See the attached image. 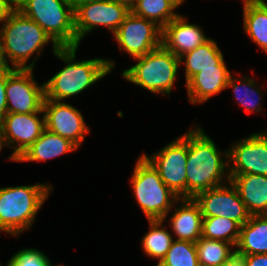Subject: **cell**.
Returning <instances> with one entry per match:
<instances>
[{"mask_svg":"<svg viewBox=\"0 0 267 266\" xmlns=\"http://www.w3.org/2000/svg\"><path fill=\"white\" fill-rule=\"evenodd\" d=\"M228 170V151L221 152L201 127L190 129L186 164L187 198H194L202 191L225 185L222 181L225 177L229 183Z\"/></svg>","mask_w":267,"mask_h":266,"instance_id":"1","label":"cell"},{"mask_svg":"<svg viewBox=\"0 0 267 266\" xmlns=\"http://www.w3.org/2000/svg\"><path fill=\"white\" fill-rule=\"evenodd\" d=\"M77 49L59 47L54 53L66 65L44 83V99L62 101L78 95L114 69V61L103 58L76 62Z\"/></svg>","mask_w":267,"mask_h":266,"instance_id":"2","label":"cell"},{"mask_svg":"<svg viewBox=\"0 0 267 266\" xmlns=\"http://www.w3.org/2000/svg\"><path fill=\"white\" fill-rule=\"evenodd\" d=\"M0 29L5 56L12 63L14 69H33L36 61L47 43L52 41L53 54L59 46L32 19L24 16L18 9H14L7 17ZM35 59L27 64L33 54Z\"/></svg>","mask_w":267,"mask_h":266,"instance_id":"3","label":"cell"},{"mask_svg":"<svg viewBox=\"0 0 267 266\" xmlns=\"http://www.w3.org/2000/svg\"><path fill=\"white\" fill-rule=\"evenodd\" d=\"M52 189L51 185L38 182L0 188V231L18 237L31 228Z\"/></svg>","mask_w":267,"mask_h":266,"instance_id":"4","label":"cell"},{"mask_svg":"<svg viewBox=\"0 0 267 266\" xmlns=\"http://www.w3.org/2000/svg\"><path fill=\"white\" fill-rule=\"evenodd\" d=\"M16 9L36 22L59 47H78L74 7L69 0H23Z\"/></svg>","mask_w":267,"mask_h":266,"instance_id":"5","label":"cell"},{"mask_svg":"<svg viewBox=\"0 0 267 266\" xmlns=\"http://www.w3.org/2000/svg\"><path fill=\"white\" fill-rule=\"evenodd\" d=\"M135 199L148 220H164L178 198L162 181L158 171L141 155L131 177Z\"/></svg>","mask_w":267,"mask_h":266,"instance_id":"6","label":"cell"},{"mask_svg":"<svg viewBox=\"0 0 267 266\" xmlns=\"http://www.w3.org/2000/svg\"><path fill=\"white\" fill-rule=\"evenodd\" d=\"M138 62L122 71V77L155 94L169 95L175 84L179 58L163 45L136 57Z\"/></svg>","mask_w":267,"mask_h":266,"instance_id":"7","label":"cell"},{"mask_svg":"<svg viewBox=\"0 0 267 266\" xmlns=\"http://www.w3.org/2000/svg\"><path fill=\"white\" fill-rule=\"evenodd\" d=\"M143 156L158 171L162 181L178 198H187L188 132L153 153L152 156L149 157L145 153Z\"/></svg>","mask_w":267,"mask_h":266,"instance_id":"8","label":"cell"},{"mask_svg":"<svg viewBox=\"0 0 267 266\" xmlns=\"http://www.w3.org/2000/svg\"><path fill=\"white\" fill-rule=\"evenodd\" d=\"M33 69L7 70L6 101L8 113H35L43 111L44 83L39 85Z\"/></svg>","mask_w":267,"mask_h":266,"instance_id":"9","label":"cell"},{"mask_svg":"<svg viewBox=\"0 0 267 266\" xmlns=\"http://www.w3.org/2000/svg\"><path fill=\"white\" fill-rule=\"evenodd\" d=\"M114 37L119 49L125 50L134 59L162 45V28L155 22L130 12L114 33Z\"/></svg>","mask_w":267,"mask_h":266,"instance_id":"10","label":"cell"},{"mask_svg":"<svg viewBox=\"0 0 267 266\" xmlns=\"http://www.w3.org/2000/svg\"><path fill=\"white\" fill-rule=\"evenodd\" d=\"M131 10L113 0L78 5L74 9L78 46L84 36L96 27H107L114 34Z\"/></svg>","mask_w":267,"mask_h":266,"instance_id":"11","label":"cell"},{"mask_svg":"<svg viewBox=\"0 0 267 266\" xmlns=\"http://www.w3.org/2000/svg\"><path fill=\"white\" fill-rule=\"evenodd\" d=\"M43 114L40 118L39 114ZM6 147H11L13 153L8 158L16 161L46 129L44 112L7 113L0 125Z\"/></svg>","mask_w":267,"mask_h":266,"instance_id":"12","label":"cell"},{"mask_svg":"<svg viewBox=\"0 0 267 266\" xmlns=\"http://www.w3.org/2000/svg\"><path fill=\"white\" fill-rule=\"evenodd\" d=\"M229 185V186H228ZM198 193L194 200L199 204L203 217H225L244 225L250 218L237 189L229 184Z\"/></svg>","mask_w":267,"mask_h":266,"instance_id":"13","label":"cell"},{"mask_svg":"<svg viewBox=\"0 0 267 266\" xmlns=\"http://www.w3.org/2000/svg\"><path fill=\"white\" fill-rule=\"evenodd\" d=\"M228 160L229 175L267 176V136L254 133L234 143L228 149Z\"/></svg>","mask_w":267,"mask_h":266,"instance_id":"14","label":"cell"},{"mask_svg":"<svg viewBox=\"0 0 267 266\" xmlns=\"http://www.w3.org/2000/svg\"><path fill=\"white\" fill-rule=\"evenodd\" d=\"M43 111L46 129L69 139L78 148L90 132L78 109L63 101L44 99Z\"/></svg>","mask_w":267,"mask_h":266,"instance_id":"15","label":"cell"},{"mask_svg":"<svg viewBox=\"0 0 267 266\" xmlns=\"http://www.w3.org/2000/svg\"><path fill=\"white\" fill-rule=\"evenodd\" d=\"M201 27L179 14L162 29V45L178 58L207 42Z\"/></svg>","mask_w":267,"mask_h":266,"instance_id":"16","label":"cell"},{"mask_svg":"<svg viewBox=\"0 0 267 266\" xmlns=\"http://www.w3.org/2000/svg\"><path fill=\"white\" fill-rule=\"evenodd\" d=\"M230 70L226 66L202 69L186 82L188 100L192 104H201L212 96L227 89Z\"/></svg>","mask_w":267,"mask_h":266,"instance_id":"17","label":"cell"},{"mask_svg":"<svg viewBox=\"0 0 267 266\" xmlns=\"http://www.w3.org/2000/svg\"><path fill=\"white\" fill-rule=\"evenodd\" d=\"M229 177L249 214L267 215V176L241 174Z\"/></svg>","mask_w":267,"mask_h":266,"instance_id":"18","label":"cell"},{"mask_svg":"<svg viewBox=\"0 0 267 266\" xmlns=\"http://www.w3.org/2000/svg\"><path fill=\"white\" fill-rule=\"evenodd\" d=\"M180 208H175L169 222L177 240L196 243L202 235V213L194 198H180Z\"/></svg>","mask_w":267,"mask_h":266,"instance_id":"19","label":"cell"},{"mask_svg":"<svg viewBox=\"0 0 267 266\" xmlns=\"http://www.w3.org/2000/svg\"><path fill=\"white\" fill-rule=\"evenodd\" d=\"M78 147L69 139L45 129L41 136L27 148L16 162H41L73 152Z\"/></svg>","mask_w":267,"mask_h":266,"instance_id":"20","label":"cell"},{"mask_svg":"<svg viewBox=\"0 0 267 266\" xmlns=\"http://www.w3.org/2000/svg\"><path fill=\"white\" fill-rule=\"evenodd\" d=\"M235 253L240 256L267 254V215H253L241 226Z\"/></svg>","mask_w":267,"mask_h":266,"instance_id":"21","label":"cell"},{"mask_svg":"<svg viewBox=\"0 0 267 266\" xmlns=\"http://www.w3.org/2000/svg\"><path fill=\"white\" fill-rule=\"evenodd\" d=\"M179 63L180 65L182 63L185 64L186 82L204 68L226 66L224 56L219 49L218 44L211 38L192 51L180 56Z\"/></svg>","mask_w":267,"mask_h":266,"instance_id":"22","label":"cell"},{"mask_svg":"<svg viewBox=\"0 0 267 266\" xmlns=\"http://www.w3.org/2000/svg\"><path fill=\"white\" fill-rule=\"evenodd\" d=\"M243 27L267 54V3L264 0H243Z\"/></svg>","mask_w":267,"mask_h":266,"instance_id":"23","label":"cell"},{"mask_svg":"<svg viewBox=\"0 0 267 266\" xmlns=\"http://www.w3.org/2000/svg\"><path fill=\"white\" fill-rule=\"evenodd\" d=\"M181 4L177 0H136L131 12L155 22L162 29L179 14L174 12Z\"/></svg>","mask_w":267,"mask_h":266,"instance_id":"24","label":"cell"},{"mask_svg":"<svg viewBox=\"0 0 267 266\" xmlns=\"http://www.w3.org/2000/svg\"><path fill=\"white\" fill-rule=\"evenodd\" d=\"M149 232L142 238V249L151 258H157L158 264L165 258L174 238L163 225L164 220H148Z\"/></svg>","mask_w":267,"mask_h":266,"instance_id":"25","label":"cell"},{"mask_svg":"<svg viewBox=\"0 0 267 266\" xmlns=\"http://www.w3.org/2000/svg\"><path fill=\"white\" fill-rule=\"evenodd\" d=\"M241 226L225 217H203L202 219V235L201 237L226 241L236 246Z\"/></svg>","mask_w":267,"mask_h":266,"instance_id":"26","label":"cell"},{"mask_svg":"<svg viewBox=\"0 0 267 266\" xmlns=\"http://www.w3.org/2000/svg\"><path fill=\"white\" fill-rule=\"evenodd\" d=\"M195 244L200 266H217L235 254L234 246L226 241L201 237Z\"/></svg>","mask_w":267,"mask_h":266,"instance_id":"27","label":"cell"},{"mask_svg":"<svg viewBox=\"0 0 267 266\" xmlns=\"http://www.w3.org/2000/svg\"><path fill=\"white\" fill-rule=\"evenodd\" d=\"M255 83L254 79L250 77L245 76L241 80L231 75L226 86L227 88L231 87L233 89L236 101L243 105L245 111L249 113L252 111L262 112V92L259 91L261 88H258Z\"/></svg>","mask_w":267,"mask_h":266,"instance_id":"28","label":"cell"},{"mask_svg":"<svg viewBox=\"0 0 267 266\" xmlns=\"http://www.w3.org/2000/svg\"><path fill=\"white\" fill-rule=\"evenodd\" d=\"M157 266H200L194 242L175 240Z\"/></svg>","mask_w":267,"mask_h":266,"instance_id":"29","label":"cell"},{"mask_svg":"<svg viewBox=\"0 0 267 266\" xmlns=\"http://www.w3.org/2000/svg\"><path fill=\"white\" fill-rule=\"evenodd\" d=\"M6 266H53L50 259L40 250L22 249L8 260ZM58 266V265H57Z\"/></svg>","mask_w":267,"mask_h":266,"instance_id":"30","label":"cell"},{"mask_svg":"<svg viewBox=\"0 0 267 266\" xmlns=\"http://www.w3.org/2000/svg\"><path fill=\"white\" fill-rule=\"evenodd\" d=\"M6 84H7V70L0 73V125L7 112L6 101Z\"/></svg>","mask_w":267,"mask_h":266,"instance_id":"31","label":"cell"},{"mask_svg":"<svg viewBox=\"0 0 267 266\" xmlns=\"http://www.w3.org/2000/svg\"><path fill=\"white\" fill-rule=\"evenodd\" d=\"M243 266H267V254L241 256Z\"/></svg>","mask_w":267,"mask_h":266,"instance_id":"32","label":"cell"},{"mask_svg":"<svg viewBox=\"0 0 267 266\" xmlns=\"http://www.w3.org/2000/svg\"><path fill=\"white\" fill-rule=\"evenodd\" d=\"M14 9L10 0H0V23L3 24Z\"/></svg>","mask_w":267,"mask_h":266,"instance_id":"33","label":"cell"},{"mask_svg":"<svg viewBox=\"0 0 267 266\" xmlns=\"http://www.w3.org/2000/svg\"><path fill=\"white\" fill-rule=\"evenodd\" d=\"M11 69L13 68H11L5 56L3 39H2L1 32H0V73L4 72L5 70H11Z\"/></svg>","mask_w":267,"mask_h":266,"instance_id":"34","label":"cell"},{"mask_svg":"<svg viewBox=\"0 0 267 266\" xmlns=\"http://www.w3.org/2000/svg\"><path fill=\"white\" fill-rule=\"evenodd\" d=\"M217 266H243V262L241 256L235 253L227 261L222 262Z\"/></svg>","mask_w":267,"mask_h":266,"instance_id":"35","label":"cell"},{"mask_svg":"<svg viewBox=\"0 0 267 266\" xmlns=\"http://www.w3.org/2000/svg\"><path fill=\"white\" fill-rule=\"evenodd\" d=\"M69 1L75 9L78 5L102 1V0H69Z\"/></svg>","mask_w":267,"mask_h":266,"instance_id":"36","label":"cell"},{"mask_svg":"<svg viewBox=\"0 0 267 266\" xmlns=\"http://www.w3.org/2000/svg\"><path fill=\"white\" fill-rule=\"evenodd\" d=\"M113 1L127 6L130 10L136 3V0H113Z\"/></svg>","mask_w":267,"mask_h":266,"instance_id":"37","label":"cell"},{"mask_svg":"<svg viewBox=\"0 0 267 266\" xmlns=\"http://www.w3.org/2000/svg\"><path fill=\"white\" fill-rule=\"evenodd\" d=\"M2 146H6V144H5L4 137L2 135V131H1V127H0V152L2 150Z\"/></svg>","mask_w":267,"mask_h":266,"instance_id":"38","label":"cell"},{"mask_svg":"<svg viewBox=\"0 0 267 266\" xmlns=\"http://www.w3.org/2000/svg\"><path fill=\"white\" fill-rule=\"evenodd\" d=\"M13 6L16 8L23 0H10Z\"/></svg>","mask_w":267,"mask_h":266,"instance_id":"39","label":"cell"},{"mask_svg":"<svg viewBox=\"0 0 267 266\" xmlns=\"http://www.w3.org/2000/svg\"><path fill=\"white\" fill-rule=\"evenodd\" d=\"M180 4H182L185 0H177Z\"/></svg>","mask_w":267,"mask_h":266,"instance_id":"40","label":"cell"},{"mask_svg":"<svg viewBox=\"0 0 267 266\" xmlns=\"http://www.w3.org/2000/svg\"><path fill=\"white\" fill-rule=\"evenodd\" d=\"M265 130H266L265 132H261V133L267 136V129Z\"/></svg>","mask_w":267,"mask_h":266,"instance_id":"41","label":"cell"}]
</instances>
